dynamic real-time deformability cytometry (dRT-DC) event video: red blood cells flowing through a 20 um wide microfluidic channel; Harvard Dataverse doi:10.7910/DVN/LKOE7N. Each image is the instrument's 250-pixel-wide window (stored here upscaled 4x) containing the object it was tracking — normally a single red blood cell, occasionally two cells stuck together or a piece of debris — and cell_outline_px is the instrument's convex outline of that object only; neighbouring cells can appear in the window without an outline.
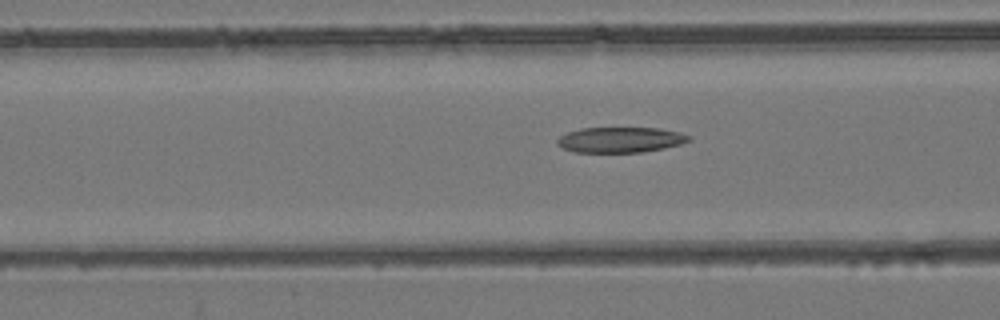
{"species": "common noctule bat (a hibernating species)", "species_latin": "Nyctalus noctula", "temperature_condition": "room temperature", "stored_images_in_passage": 39, "camera_frame_rate_fps": 3000, "um_per_image_px": 0.085, "animal": {"sex": "female", "body_mass_g": 24.6, "forearm_length_mm": 56.2}, "frame": {"image": 1, "passage_image": 22, "time_ms": 7.0, "image_size_px": [1000, 320], "cell_outline_px": [[692, 140], [680, 144], [664, 148], [640, 152], [572, 152], [556, 144], [556, 140], [560, 136], [568, 132], [580, 128], [660, 128], [680, 132], [692, 136]], "centroid_in_image_um": [52.75, 11.88], "position_along_channel_um": 113.9, "area_um2": 19.59}}
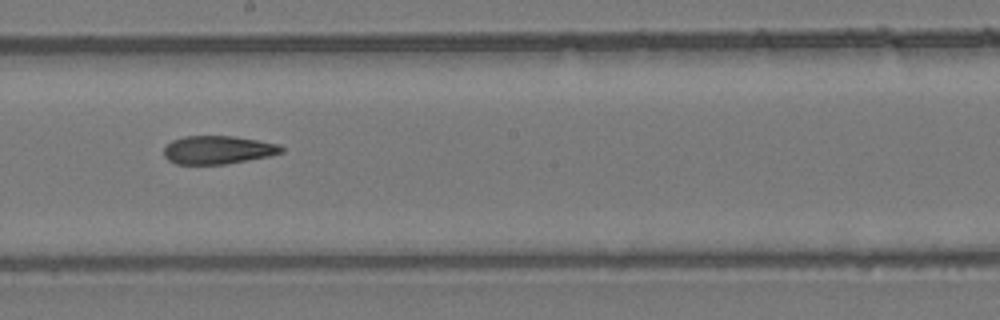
{"frame": {"image": 2, "passage_image": 31, "time_ms": 10.0, "image_size_px": [1000, 320], "cell_outline_px": [[284, 152], [268, 156], [224, 164], [176, 164], [168, 160], [164, 156], [164, 148], [172, 140], [184, 136], [236, 136], [280, 144], [284, 148]], "centroid_in_image_um": [18.53, 12.73], "position_along_channel_um": 229.7, "area_um2": 19.36}}
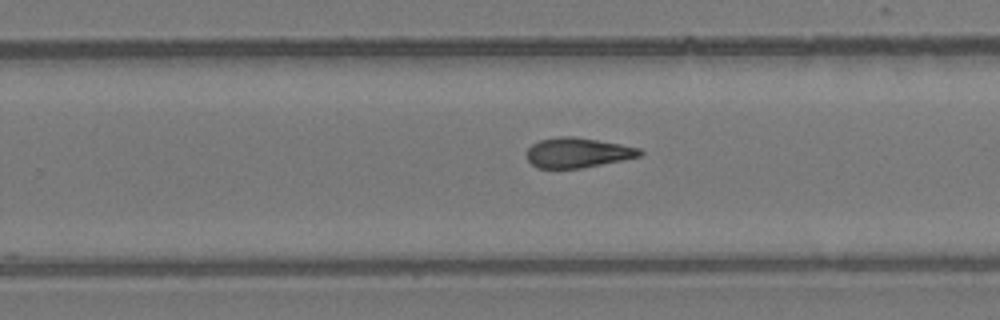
{"frame": {"image": 3, "passage_image": 35, "time_ms": 11.333, "image_size_px": [1000, 320], "cell_outline_px": [[644, 152], [640, 156], [580, 168], [536, 168], [528, 160], [528, 148], [532, 144], [540, 140], [560, 136], [572, 136], [620, 144], [640, 148]], "centroid_in_image_um": [49.09, 12.97], "position_along_channel_um": 280.7, "area_um2": 19.42}, "authors_computed_cell_mechanics": {"area_um2": 21.7906, "velocity_mm_per_s": 3.8587, "shape_relaxation_time_tau1_ms": null, "shape_relaxation_time_tau2_ms": 4.2826, "deformation_change_tau1": null, "deformation_change_tau2": 0.1353}}